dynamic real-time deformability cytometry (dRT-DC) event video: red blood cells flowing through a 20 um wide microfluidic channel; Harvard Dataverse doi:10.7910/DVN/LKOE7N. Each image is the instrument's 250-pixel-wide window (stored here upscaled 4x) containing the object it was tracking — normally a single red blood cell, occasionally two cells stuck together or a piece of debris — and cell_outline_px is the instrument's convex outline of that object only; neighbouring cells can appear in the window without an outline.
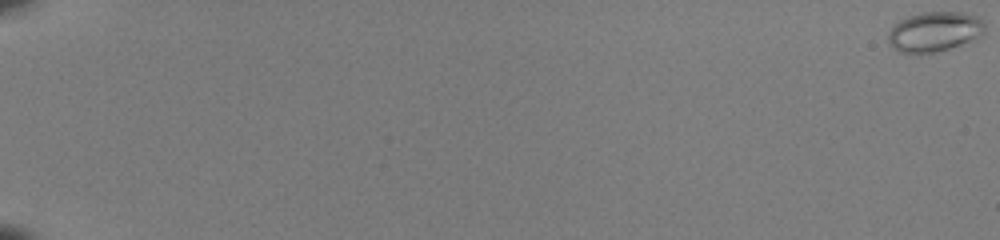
{"species": "common noctule bat (a hibernating species)", "species_latin": "Nyctalus noctula", "temperature_condition": "room temperature", "stored_images_in_passage": 54, "camera_frame_rate_fps": 3000, "um_per_image_px": 0.085, "animal": {"sex": "female", "body_mass_g": 22.0, "forearm_length_mm": 56.7}, "frame": {"image": 1, "passage_image": 1, "time_ms": 0.0, "image_size_px": [1000, 240], "cell_outline_px": [[984, 32], [980, 36], [972, 40], [948, 48], [932, 52], [896, 52], [888, 44], [888, 32], [892, 24], [908, 16], [924, 12], [960, 12], [976, 16], [984, 20]], "centroid_in_image_um": [79.39, 2.68], "position_along_channel_um": 5.6, "area_um2": 22.37}}
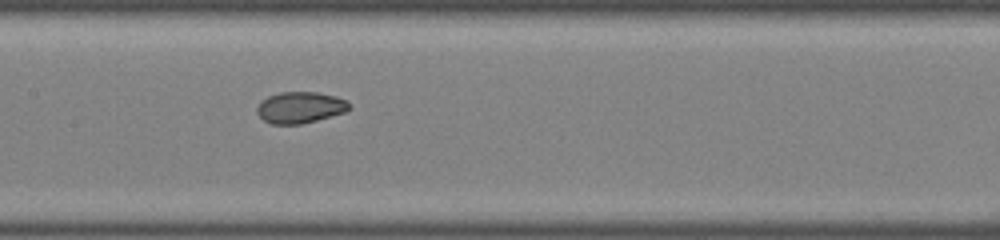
{"frame": {"image": 2, "passage_image": 31, "time_ms": 10.0, "image_size_px": [1000, 240], "cell_outline_px": [[352, 108], [344, 112], [316, 120], [300, 124], [272, 124], [264, 120], [256, 112], [256, 108], [260, 100], [268, 96], [280, 92], [316, 92], [336, 96], [348, 100], [352, 104]], "centroid_in_image_um": [25.52, 9.12], "position_along_channel_um": 181.9, "area_um2": 16.99}}
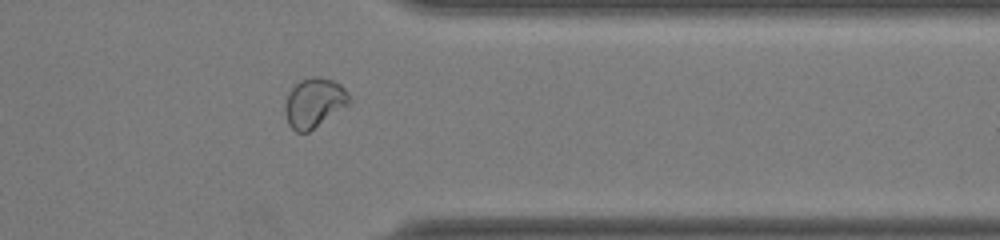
{"frame": {"image": 3, "passage_image": 46, "time_ms": 15.0, "image_size_px": [1000, 240], "cell_outline_px": [[352, 100], [348, 104], [308, 132], [296, 132], [288, 124], [284, 112], [284, 104], [288, 92], [300, 80], [312, 76], [320, 76], [332, 80], [340, 84], [348, 92]], "centroid_in_image_um": [26.68, 8.71], "position_along_channel_um": 384.7, "area_um2": 18.5}, "authors_computed_cell_mechanics": {"area_um2": 19.3052, "velocity_mm_per_s": 4.08, "shape_relaxation_time_tau1_ms": null, "shape_relaxation_time_tau2_ms": 0.8385, "deformation_change_tau1": null, "deformation_change_tau2": 0.0436}}